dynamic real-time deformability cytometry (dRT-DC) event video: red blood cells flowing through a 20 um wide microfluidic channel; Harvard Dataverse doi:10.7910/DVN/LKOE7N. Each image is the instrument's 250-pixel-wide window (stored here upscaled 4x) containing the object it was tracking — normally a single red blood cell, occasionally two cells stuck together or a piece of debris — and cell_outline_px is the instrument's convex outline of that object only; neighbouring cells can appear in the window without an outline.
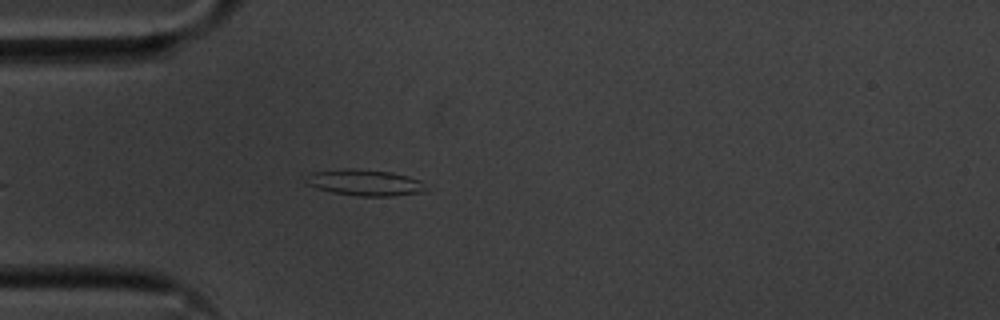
{"species": "common noctule bat (a hibernating species)", "species_latin": "Nyctalus noctula", "temperature_condition": "cold", "stored_images_in_passage": 32, "segment_of_instrument_passage": [1, 2], "camera_frame_rate_fps": 3000, "um_per_image_px": 0.085, "animal": {"sex": "male", "body_mass_g": 20.1, "forearm_length_mm": 53.5}, "frame": {"image": 1, "passage_image": 4, "time_ms": 1.0, "image_size_px": [1000, 320], "cell_outline_px": [[424, 192], [392, 196], [360, 196], [332, 192], [316, 188], [308, 184], [304, 180], [308, 172], [344, 168], [356, 168], [392, 172], [408, 176], [420, 180], [424, 188]], "centroid_in_image_um": [30.94, 15.5], "position_along_channel_um": 54.1, "area_um2": 18.44}}
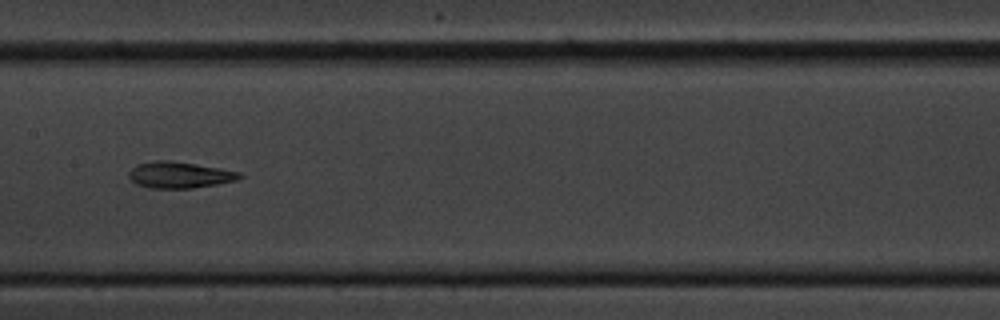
{"frame": {"image": 2, "passage_image": 16, "time_ms": 5.0, "image_size_px": [1000, 320], "cell_outline_px": [[244, 176], [236, 180], [216, 184], [192, 188], [148, 188], [136, 184], [128, 176], [128, 172], [136, 164], [156, 160], [168, 160], [196, 164], [220, 168], [240, 172]], "centroid_in_image_um": [15.23, 14.86], "position_along_channel_um": 192.2, "area_um2": 16.99}}
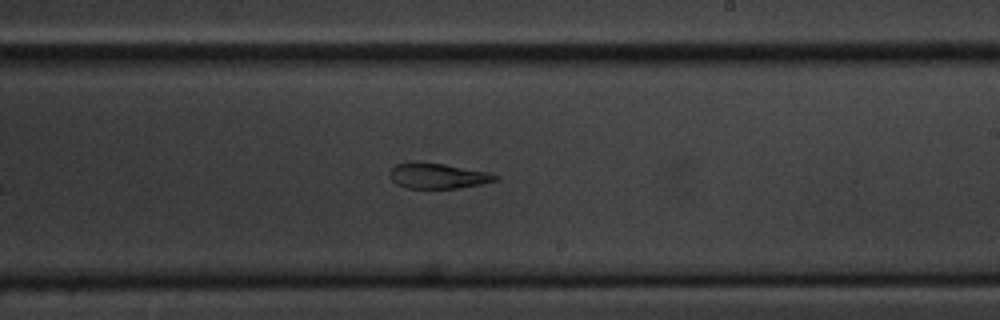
{"frame": {"image": 3, "passage_image": 21, "time_ms": 6.667, "image_size_px": [1000, 320], "cell_outline_px": [[500, 176], [496, 180], [480, 184], [456, 188], [408, 188], [396, 184], [388, 176], [388, 172], [396, 164], [412, 160], [444, 164], [484, 172]], "centroid_in_image_um": [37.1, 14.93], "position_along_channel_um": 251.9, "area_um2": 15.61}}